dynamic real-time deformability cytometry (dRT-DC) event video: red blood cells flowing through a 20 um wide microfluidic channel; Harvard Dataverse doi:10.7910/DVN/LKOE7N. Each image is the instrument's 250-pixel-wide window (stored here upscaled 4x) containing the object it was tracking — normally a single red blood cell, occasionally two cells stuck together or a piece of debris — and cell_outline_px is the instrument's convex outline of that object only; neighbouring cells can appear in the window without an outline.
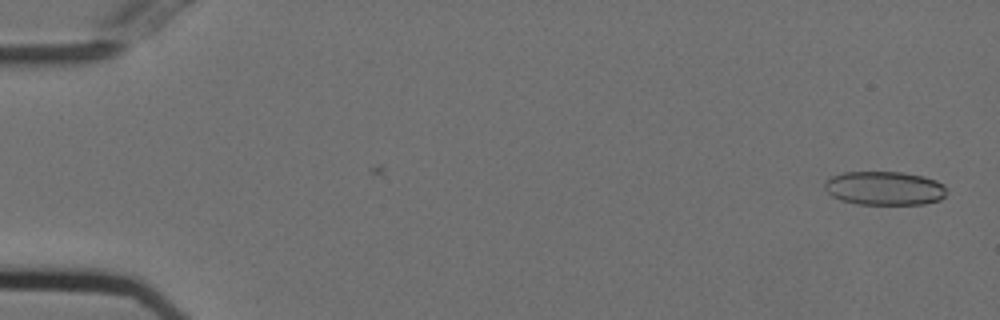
{"species": "Egyptian fruit bat (a non-hibernating species)", "species_latin": "Rousettus aegyptiacus", "temperature_condition": "cold", "stored_images_in_passage": 53, "camera_frame_rate_fps": 3000, "um_per_image_px": 0.085, "animal": {"sex": "female"}, "frame": {"image": 1, "passage_image": 1, "time_ms": 0.0, "image_size_px": [1000, 320], "cell_outline_px": [[944, 196], [940, 200], [924, 204], [856, 204], [840, 200], [832, 196], [824, 188], [824, 184], [832, 176], [844, 172], [904, 172], [924, 176], [936, 180], [944, 184]], "centroid_in_image_um": [75.18, 16.0], "position_along_channel_um": 9.8, "area_um2": 24.04}}
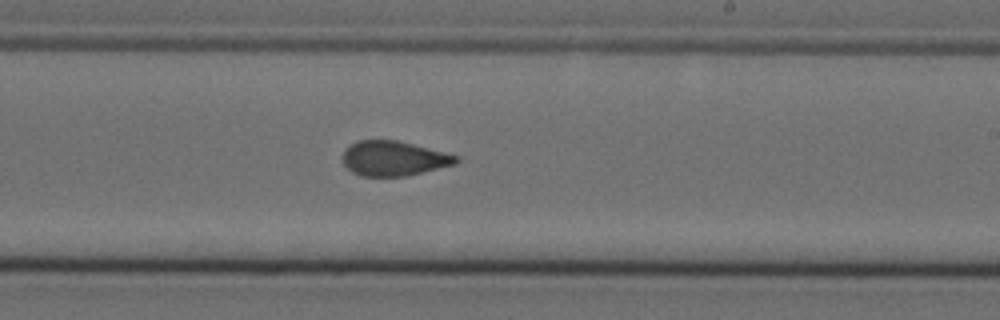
{"frame": {"image": 2, "passage_image": 32, "time_ms": 10.333, "image_size_px": [1000, 320], "cell_outline_px": [[460, 160], [456, 164], [408, 176], [360, 176], [352, 172], [344, 164], [340, 156], [344, 148], [360, 140], [396, 140], [460, 156]], "centroid_in_image_um": [33.45, 13.47], "position_along_channel_um": 255.5, "area_um2": 23.18}}
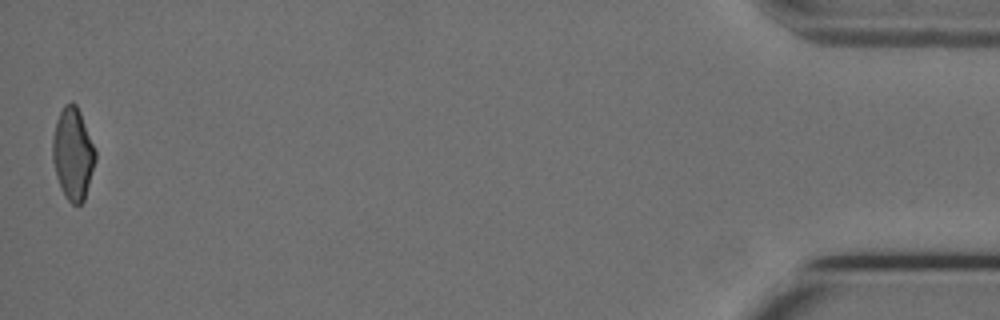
{"frame": {"image": 3, "passage_image": 53, "time_ms": 17.333, "image_size_px": [1000, 320], "cell_outline_px": [[96, 160], [84, 200], [80, 204], [72, 204], [64, 196], [60, 188], [56, 176], [52, 160], [52, 140], [56, 120], [64, 104], [72, 100], [76, 104], [80, 112], [96, 148]], "centroid_in_image_um": [6.19, 13.05], "position_along_channel_um": 429.0, "area_um2": 23.24}, "authors_computed_cell_mechanics": {"area_um2": 23.8136, "velocity_mm_per_s": 3.7418, "shape_relaxation_time_tau1_ms": null, "shape_relaxation_time_tau2_ms": 1.7728, "deformation_change_tau1": null, "deformation_change_tau2": 0.0731}}